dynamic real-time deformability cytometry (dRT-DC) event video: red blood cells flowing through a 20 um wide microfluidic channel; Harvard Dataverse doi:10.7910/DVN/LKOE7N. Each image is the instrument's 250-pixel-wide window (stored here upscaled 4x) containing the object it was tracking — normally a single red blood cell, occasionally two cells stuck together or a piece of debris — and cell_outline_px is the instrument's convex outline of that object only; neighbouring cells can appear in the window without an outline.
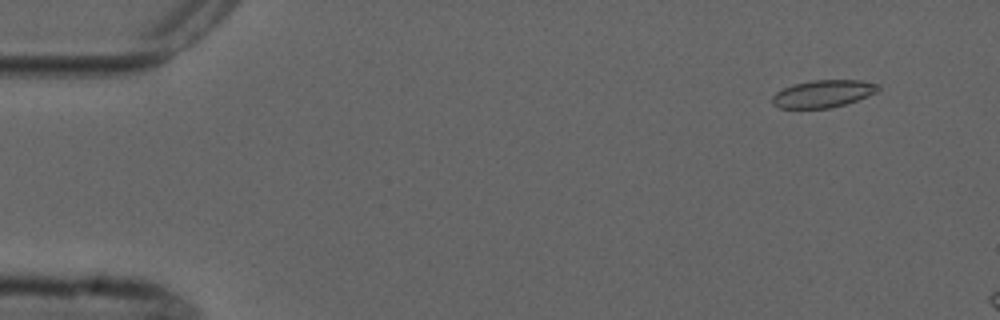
{"species": "common noctule bat (a hibernating species)", "species_latin": "Nyctalus noctula", "temperature_condition": "cold", "stored_images_in_passage": 5, "camera_frame_rate_fps": 3000, "um_per_image_px": 0.085, "animal": {"sex": "male", "forearm_length_mm": 52.5}, "frame": {"image": 1, "passage_image": 1, "time_ms": 0.0, "image_size_px": [1000, 320], "cell_outline_px": [[880, 88], [876, 92], [868, 96], [832, 108], [780, 108], [772, 104], [772, 96], [776, 92], [792, 84], [812, 80], [860, 80], [880, 84]], "centroid_in_image_um": [69.96, 7.96], "position_along_channel_um": 15.0, "area_um2": 16.94}}